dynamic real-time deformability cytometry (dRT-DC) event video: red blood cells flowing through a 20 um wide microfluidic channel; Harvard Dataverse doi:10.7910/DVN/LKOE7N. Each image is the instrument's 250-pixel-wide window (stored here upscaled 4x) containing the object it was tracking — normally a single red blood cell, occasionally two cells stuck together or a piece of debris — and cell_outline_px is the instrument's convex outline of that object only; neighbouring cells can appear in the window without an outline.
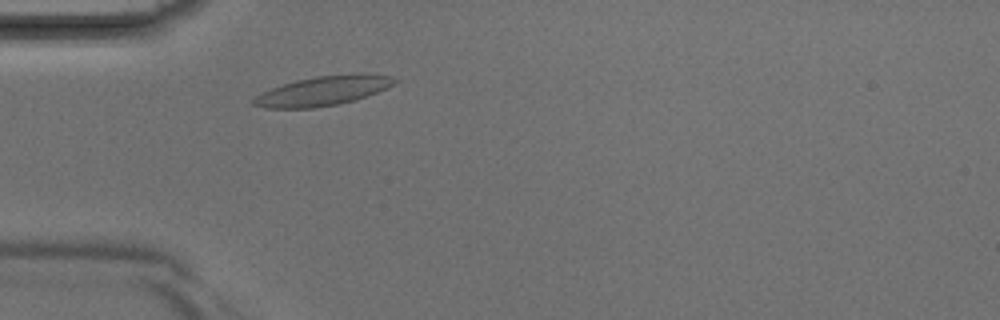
{"species": "Egyptian fruit bat (a non-hibernating species)", "species_latin": "Rousettus aegyptiacus", "temperature_condition": "room temperature", "stored_images_in_passage": 2, "camera_frame_rate_fps": 3000, "um_per_image_px": 0.085, "animal": {"sex": "male"}, "frame": {"image": 1, "passage_image": 2, "time_ms": 0.333, "image_size_px": [1000, 320], "cell_outline_px": [[400, 80], [376, 92], [352, 100], [336, 104], [312, 108], [264, 108], [252, 104], [252, 100], [256, 96], [272, 88], [296, 80], [316, 76], [392, 76]], "centroid_in_image_um": [27.33, 7.76], "position_along_channel_um": 57.7, "area_um2": 22.83}}